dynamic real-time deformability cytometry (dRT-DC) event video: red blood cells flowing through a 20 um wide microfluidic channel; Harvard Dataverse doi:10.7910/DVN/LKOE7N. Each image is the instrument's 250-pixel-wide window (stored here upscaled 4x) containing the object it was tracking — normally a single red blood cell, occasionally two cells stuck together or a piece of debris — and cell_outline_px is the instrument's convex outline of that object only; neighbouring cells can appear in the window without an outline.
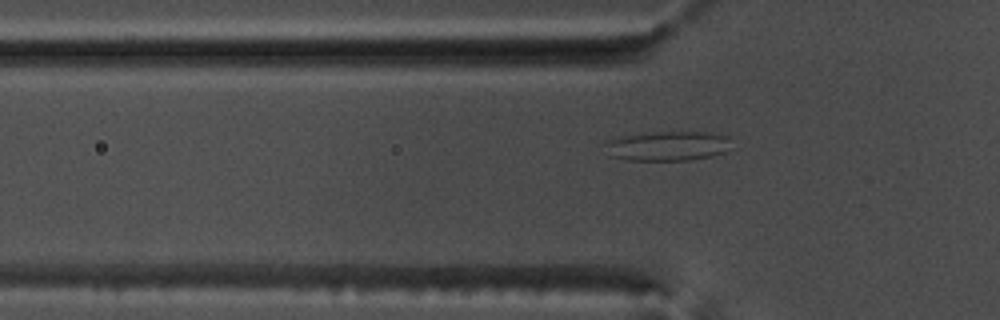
{"species": "common noctule bat (a hibernating species)", "species_latin": "Nyctalus noctula", "temperature_condition": "warm", "stored_images_in_passage": 26, "camera_frame_rate_fps": 3000, "um_per_image_px": 0.085, "animal": {"sex": "male", "body_mass_g": 17.5, "forearm_length_mm": 52.3}, "frame": {"image": 1, "passage_image": 18, "time_ms": 5.667, "image_size_px": [1000, 320], "cell_outline_px": [[728, 136], [724, 152], [712, 156], [688, 160], [624, 160], [608, 156], [604, 144], [604, 140], [620, 136], [656, 132], [704, 132]], "centroid_in_image_um": [56.6, 12.41], "position_along_channel_um": 69.2, "area_um2": 21.68}}